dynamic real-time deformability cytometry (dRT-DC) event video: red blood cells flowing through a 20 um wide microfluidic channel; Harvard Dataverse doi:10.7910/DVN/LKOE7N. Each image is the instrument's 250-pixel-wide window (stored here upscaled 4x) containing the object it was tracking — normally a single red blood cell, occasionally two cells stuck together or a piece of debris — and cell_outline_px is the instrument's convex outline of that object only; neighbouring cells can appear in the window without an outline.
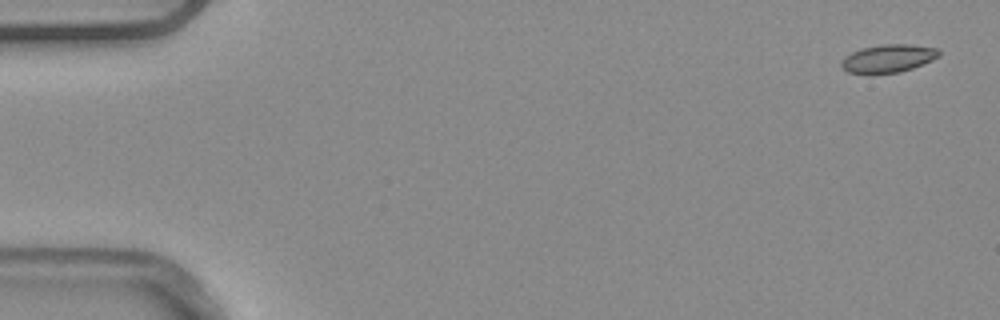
{"species": "common noctule bat (a hibernating species)", "species_latin": "Nyctalus noctula", "temperature_condition": "warm", "stored_images_in_passage": 4, "camera_frame_rate_fps": 3000, "um_per_image_px": 0.085, "animal": {"sex": "male", "body_mass_g": 20.4}, "frame": {"image": 1, "passage_image": 1, "time_ms": 0.0, "image_size_px": [1000, 320], "cell_outline_px": [[940, 56], [932, 60], [912, 68], [900, 72], [868, 76], [848, 72], [840, 64], [840, 60], [844, 56], [852, 52], [864, 48], [884, 44], [908, 44], [936, 48], [940, 52]], "centroid_in_image_um": [75.45, 5.0], "position_along_channel_um": 9.6, "area_um2": 16.24}}